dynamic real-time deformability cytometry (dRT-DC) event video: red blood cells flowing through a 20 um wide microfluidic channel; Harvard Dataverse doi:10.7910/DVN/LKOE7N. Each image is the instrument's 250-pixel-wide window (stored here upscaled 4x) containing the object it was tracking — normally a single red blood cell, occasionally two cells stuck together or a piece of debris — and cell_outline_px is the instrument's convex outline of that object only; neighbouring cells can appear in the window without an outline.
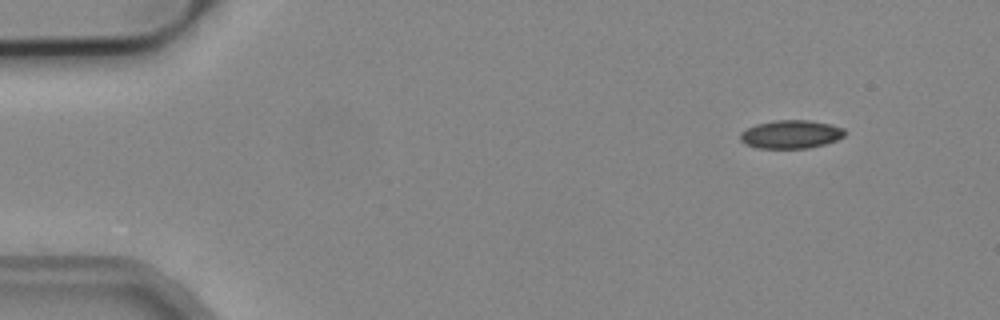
{"species": "common noctule bat (a hibernating species)", "species_latin": "Nyctalus noctula", "temperature_condition": "cold", "stored_images_in_passage": 5, "camera_frame_rate_fps": 3000, "um_per_image_px": 0.085, "animal": {"sex": "male", "body_mass_g": 19.2, "forearm_length_mm": 51.8}, "frame": {"image": 1, "passage_image": 1, "time_ms": 0.0, "image_size_px": [1000, 320], "cell_outline_px": [[848, 132], [844, 136], [836, 140], [824, 144], [808, 148], [756, 148], [740, 140], [740, 132], [756, 124], [776, 120], [808, 120], [832, 124], [844, 128]], "centroid_in_image_um": [67.26, 11.41], "position_along_channel_um": 17.7, "area_um2": 17.28}}
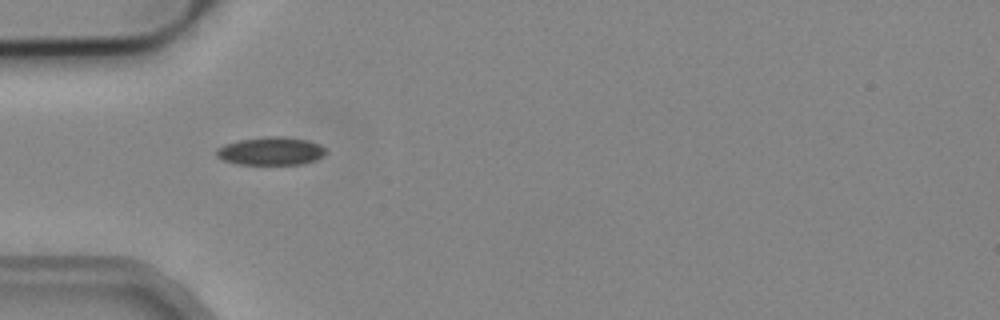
{"frame": {"image": 2, "passage_image": 4, "time_ms": 1.0, "image_size_px": [1000, 320], "cell_outline_px": [[328, 152], [324, 156], [316, 160], [300, 164], [236, 164], [224, 160], [216, 156], [216, 148], [224, 144], [240, 140], [264, 136], [284, 136], [308, 140], [320, 144]], "centroid_in_image_um": [23.04, 12.83], "position_along_channel_um": 62.0, "area_um2": 18.09}}